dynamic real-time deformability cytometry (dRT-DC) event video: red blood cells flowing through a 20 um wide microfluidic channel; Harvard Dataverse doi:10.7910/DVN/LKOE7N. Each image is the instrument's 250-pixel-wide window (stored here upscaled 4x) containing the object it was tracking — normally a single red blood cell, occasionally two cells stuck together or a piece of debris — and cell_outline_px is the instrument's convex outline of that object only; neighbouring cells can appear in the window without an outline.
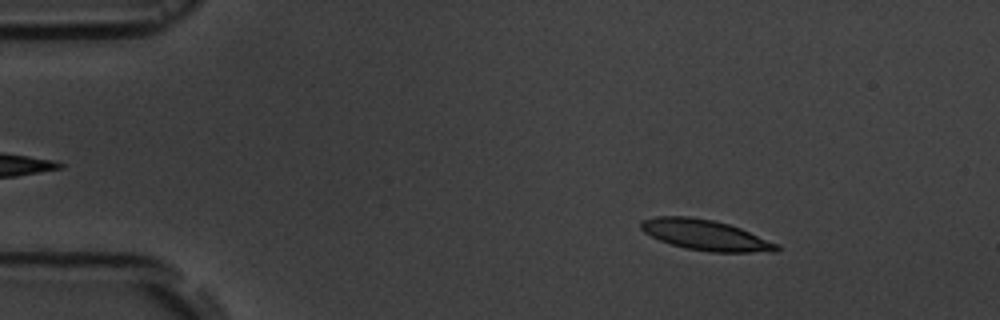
{"species": "common noctule bat (a hibernating species)", "species_latin": "Nyctalus noctula", "temperature_condition": "room temperature", "stored_images_in_passage": 55, "camera_frame_rate_fps": 3000, "um_per_image_px": 0.085, "animal": {"sex": "male", "body_mass_g": 19.5, "forearm_length_mm": 54.6}, "frame": {"image": 1, "passage_image": 8, "time_ms": 2.333, "image_size_px": [1000, 320], "cell_outline_px": [[780, 248], [776, 252], [712, 252], [684, 248], [660, 240], [644, 232], [640, 228], [640, 220], [656, 216], [692, 216], [712, 220], [728, 224], [740, 228], [780, 244]], "centroid_in_image_um": [59.98, 19.97], "position_along_channel_um": 25.0, "area_um2": 24.22}}
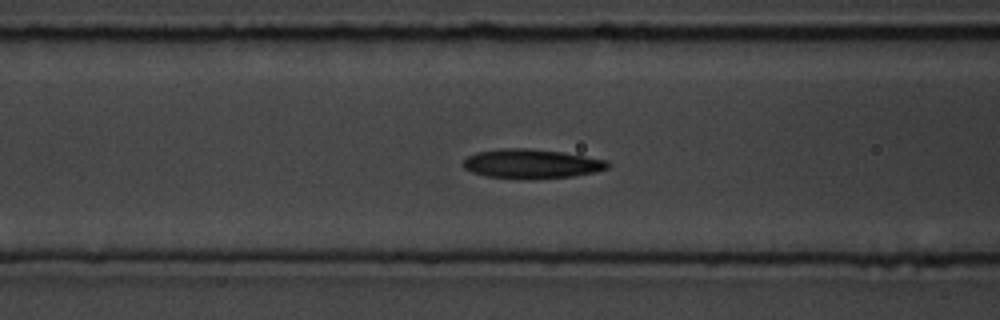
{"frame": {"image": 2, "passage_image": 22, "time_ms": 7.0, "image_size_px": [1000, 320], "cell_outline_px": [[612, 164], [608, 168], [596, 172], [572, 176], [532, 180], [484, 176], [472, 172], [464, 168], [464, 160], [468, 156], [476, 152], [500, 148], [528, 148], [564, 152], [608, 160]], "centroid_in_image_um": [45.21, 13.92], "position_along_channel_um": 121.4, "area_um2": 25.09}}
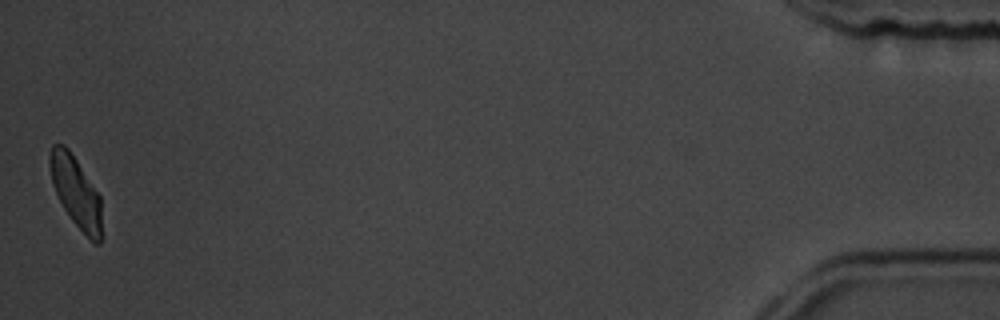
{"frame": {"image": 3, "passage_image": 55, "time_ms": 18.0, "image_size_px": [1000, 320], "cell_outline_px": [[100, 244], [96, 244], [72, 220], [64, 208], [52, 184], [48, 164], [48, 156], [52, 144], [64, 144], [68, 148], [100, 196]], "centroid_in_image_um": [6.4, 16.24], "position_along_channel_um": 428.8, "area_um2": 20.87}, "authors_computed_cell_mechanics": {"area_um2": 23.7558, "velocity_mm_per_s": 3.6508, "shape_relaxation_time_tau1_ms": 2.8722, "shape_relaxation_time_tau2_ms": 2.1131, "deformation_change_tau1": 0.1207, "deformation_change_tau2": 0.0852}}